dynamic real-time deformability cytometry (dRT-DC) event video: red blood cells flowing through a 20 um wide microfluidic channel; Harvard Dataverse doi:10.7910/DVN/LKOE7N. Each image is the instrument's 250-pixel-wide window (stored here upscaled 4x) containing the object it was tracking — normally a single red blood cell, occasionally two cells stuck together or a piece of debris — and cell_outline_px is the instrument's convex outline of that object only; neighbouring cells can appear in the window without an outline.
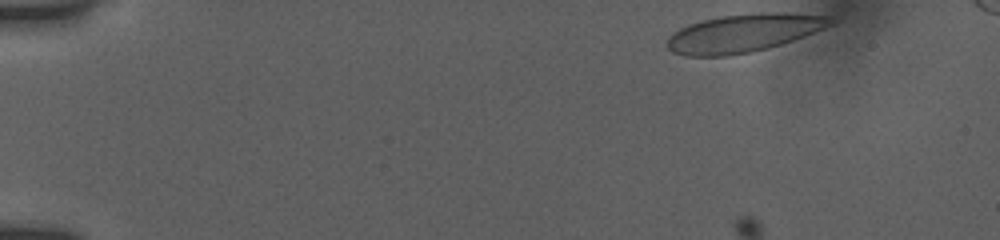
{"species": "human", "species_latin": "Homo sapiens", "temperature_condition": "room temperature", "stored_images_in_passage": 8, "camera_frame_rate_fps": 3000, "um_per_image_px": 0.085, "donor": {"sex": "female"}, "frame": {"image": 1, "passage_image": 1, "time_ms": 0.0, "image_size_px": [1000, 240], "cell_outline_px": [[836, 20], [832, 24], [824, 28], [804, 36], [768, 48], [728, 56], [684, 56], [672, 52], [668, 48], [668, 36], [672, 32], [688, 24], [720, 16], [760, 12], [788, 12], [832, 16]], "centroid_in_image_um": [63.21, 2.8], "position_along_channel_um": 21.8, "area_um2": 36.36}}